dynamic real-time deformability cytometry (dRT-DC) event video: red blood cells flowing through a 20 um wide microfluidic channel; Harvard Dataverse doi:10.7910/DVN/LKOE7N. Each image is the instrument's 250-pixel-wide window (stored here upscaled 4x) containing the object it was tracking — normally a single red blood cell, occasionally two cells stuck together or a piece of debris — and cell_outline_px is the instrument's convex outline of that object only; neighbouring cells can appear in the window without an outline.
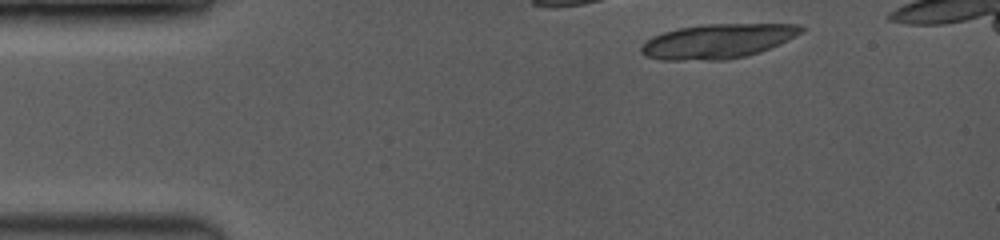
{"species": "common noctule bat (a hibernating species)", "species_latin": "Nyctalus noctula", "temperature_condition": "room temperature", "stored_images_in_passage": 6, "camera_frame_rate_fps": 3500, "um_per_image_px": 0.085, "animal": {"sex": "female", "body_mass_g": 19.0, "forearm_length_mm": 53.3}, "frame": {"image": 1, "passage_image": 1, "time_ms": 0.0, "image_size_px": [1000, 240], "cell_outline_px": [[808, 28], [804, 32], [780, 44], [760, 52], [728, 60], [660, 60], [644, 56], [640, 52], [640, 48], [652, 36], [664, 32], [680, 28], [708, 24], [800, 24]], "centroid_in_image_um": [61.05, 3.5], "position_along_channel_um": 24.0, "area_um2": 32.31}}